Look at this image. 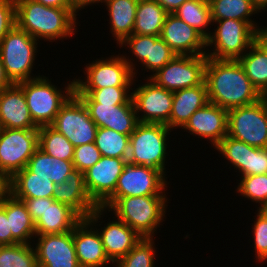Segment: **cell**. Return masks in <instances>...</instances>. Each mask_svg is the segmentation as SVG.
<instances>
[{
	"label": "cell",
	"instance_id": "obj_1",
	"mask_svg": "<svg viewBox=\"0 0 267 267\" xmlns=\"http://www.w3.org/2000/svg\"><path fill=\"white\" fill-rule=\"evenodd\" d=\"M204 81L208 101L226 110L250 105L263 98L238 60L207 58Z\"/></svg>",
	"mask_w": 267,
	"mask_h": 267
},
{
	"label": "cell",
	"instance_id": "obj_2",
	"mask_svg": "<svg viewBox=\"0 0 267 267\" xmlns=\"http://www.w3.org/2000/svg\"><path fill=\"white\" fill-rule=\"evenodd\" d=\"M15 4L16 25L36 40L53 42L75 34L77 12L73 8L47 7L32 0H15Z\"/></svg>",
	"mask_w": 267,
	"mask_h": 267
},
{
	"label": "cell",
	"instance_id": "obj_3",
	"mask_svg": "<svg viewBox=\"0 0 267 267\" xmlns=\"http://www.w3.org/2000/svg\"><path fill=\"white\" fill-rule=\"evenodd\" d=\"M165 195L134 196L119 198L108 211L123 221L141 237L152 238L163 222L166 212ZM153 234V235H152Z\"/></svg>",
	"mask_w": 267,
	"mask_h": 267
},
{
	"label": "cell",
	"instance_id": "obj_4",
	"mask_svg": "<svg viewBox=\"0 0 267 267\" xmlns=\"http://www.w3.org/2000/svg\"><path fill=\"white\" fill-rule=\"evenodd\" d=\"M17 85L23 90L30 116L38 127L51 125L62 105L74 93V80L68 83L65 91L58 89L45 76Z\"/></svg>",
	"mask_w": 267,
	"mask_h": 267
},
{
	"label": "cell",
	"instance_id": "obj_5",
	"mask_svg": "<svg viewBox=\"0 0 267 267\" xmlns=\"http://www.w3.org/2000/svg\"><path fill=\"white\" fill-rule=\"evenodd\" d=\"M169 131L171 132V129L165 124L139 122L130 135L127 162L153 167L165 175Z\"/></svg>",
	"mask_w": 267,
	"mask_h": 267
},
{
	"label": "cell",
	"instance_id": "obj_6",
	"mask_svg": "<svg viewBox=\"0 0 267 267\" xmlns=\"http://www.w3.org/2000/svg\"><path fill=\"white\" fill-rule=\"evenodd\" d=\"M39 40L15 25L0 42V60L13 84L35 79L31 76Z\"/></svg>",
	"mask_w": 267,
	"mask_h": 267
},
{
	"label": "cell",
	"instance_id": "obj_7",
	"mask_svg": "<svg viewBox=\"0 0 267 267\" xmlns=\"http://www.w3.org/2000/svg\"><path fill=\"white\" fill-rule=\"evenodd\" d=\"M227 136L257 148H267V97L228 110Z\"/></svg>",
	"mask_w": 267,
	"mask_h": 267
},
{
	"label": "cell",
	"instance_id": "obj_8",
	"mask_svg": "<svg viewBox=\"0 0 267 267\" xmlns=\"http://www.w3.org/2000/svg\"><path fill=\"white\" fill-rule=\"evenodd\" d=\"M218 24L214 33L206 39V47L214 46L205 54L212 59L238 60L254 43L255 30L246 22L235 19L214 21Z\"/></svg>",
	"mask_w": 267,
	"mask_h": 267
},
{
	"label": "cell",
	"instance_id": "obj_9",
	"mask_svg": "<svg viewBox=\"0 0 267 267\" xmlns=\"http://www.w3.org/2000/svg\"><path fill=\"white\" fill-rule=\"evenodd\" d=\"M166 185L165 175L161 171L127 162L114 193L100 207L109 209L119 198L124 197L166 195L163 191Z\"/></svg>",
	"mask_w": 267,
	"mask_h": 267
},
{
	"label": "cell",
	"instance_id": "obj_10",
	"mask_svg": "<svg viewBox=\"0 0 267 267\" xmlns=\"http://www.w3.org/2000/svg\"><path fill=\"white\" fill-rule=\"evenodd\" d=\"M39 148V129L2 128L0 171L10 179L24 169Z\"/></svg>",
	"mask_w": 267,
	"mask_h": 267
},
{
	"label": "cell",
	"instance_id": "obj_11",
	"mask_svg": "<svg viewBox=\"0 0 267 267\" xmlns=\"http://www.w3.org/2000/svg\"><path fill=\"white\" fill-rule=\"evenodd\" d=\"M207 56L176 55L156 73L149 76L157 86L169 91L200 85L205 79Z\"/></svg>",
	"mask_w": 267,
	"mask_h": 267
},
{
	"label": "cell",
	"instance_id": "obj_12",
	"mask_svg": "<svg viewBox=\"0 0 267 267\" xmlns=\"http://www.w3.org/2000/svg\"><path fill=\"white\" fill-rule=\"evenodd\" d=\"M51 126L74 147L95 142L98 129L86 106L75 93L62 105Z\"/></svg>",
	"mask_w": 267,
	"mask_h": 267
},
{
	"label": "cell",
	"instance_id": "obj_13",
	"mask_svg": "<svg viewBox=\"0 0 267 267\" xmlns=\"http://www.w3.org/2000/svg\"><path fill=\"white\" fill-rule=\"evenodd\" d=\"M134 63L124 55L109 59H97L95 62L86 65V80H75L74 89H99L108 86H132L136 68ZM134 71V72H133ZM85 81V82H84Z\"/></svg>",
	"mask_w": 267,
	"mask_h": 267
},
{
	"label": "cell",
	"instance_id": "obj_14",
	"mask_svg": "<svg viewBox=\"0 0 267 267\" xmlns=\"http://www.w3.org/2000/svg\"><path fill=\"white\" fill-rule=\"evenodd\" d=\"M104 211V208L97 207L73 229V241L80 267H104L112 262L106 255L99 231L93 226L98 223Z\"/></svg>",
	"mask_w": 267,
	"mask_h": 267
},
{
	"label": "cell",
	"instance_id": "obj_15",
	"mask_svg": "<svg viewBox=\"0 0 267 267\" xmlns=\"http://www.w3.org/2000/svg\"><path fill=\"white\" fill-rule=\"evenodd\" d=\"M139 85L131 94L137 118L142 123H160L169 128L173 92L157 86L152 80ZM143 112L144 114L139 115Z\"/></svg>",
	"mask_w": 267,
	"mask_h": 267
},
{
	"label": "cell",
	"instance_id": "obj_16",
	"mask_svg": "<svg viewBox=\"0 0 267 267\" xmlns=\"http://www.w3.org/2000/svg\"><path fill=\"white\" fill-rule=\"evenodd\" d=\"M86 106L98 128L112 129L131 135L139 123L132 98L126 104L96 103L88 94H76Z\"/></svg>",
	"mask_w": 267,
	"mask_h": 267
},
{
	"label": "cell",
	"instance_id": "obj_17",
	"mask_svg": "<svg viewBox=\"0 0 267 267\" xmlns=\"http://www.w3.org/2000/svg\"><path fill=\"white\" fill-rule=\"evenodd\" d=\"M127 163L123 158L102 156L84 172V184L91 200L100 207L115 191L119 176Z\"/></svg>",
	"mask_w": 267,
	"mask_h": 267
},
{
	"label": "cell",
	"instance_id": "obj_18",
	"mask_svg": "<svg viewBox=\"0 0 267 267\" xmlns=\"http://www.w3.org/2000/svg\"><path fill=\"white\" fill-rule=\"evenodd\" d=\"M36 237L38 242L34 250L38 267H80L73 241V230Z\"/></svg>",
	"mask_w": 267,
	"mask_h": 267
},
{
	"label": "cell",
	"instance_id": "obj_19",
	"mask_svg": "<svg viewBox=\"0 0 267 267\" xmlns=\"http://www.w3.org/2000/svg\"><path fill=\"white\" fill-rule=\"evenodd\" d=\"M160 37L176 55H203L207 52L203 51L206 39L173 13L167 14Z\"/></svg>",
	"mask_w": 267,
	"mask_h": 267
},
{
	"label": "cell",
	"instance_id": "obj_20",
	"mask_svg": "<svg viewBox=\"0 0 267 267\" xmlns=\"http://www.w3.org/2000/svg\"><path fill=\"white\" fill-rule=\"evenodd\" d=\"M124 44L131 49L141 65L153 74L176 56V53L160 36L132 34L120 43V47Z\"/></svg>",
	"mask_w": 267,
	"mask_h": 267
},
{
	"label": "cell",
	"instance_id": "obj_21",
	"mask_svg": "<svg viewBox=\"0 0 267 267\" xmlns=\"http://www.w3.org/2000/svg\"><path fill=\"white\" fill-rule=\"evenodd\" d=\"M227 125L228 110L208 102L190 116L182 129L188 130L191 135L209 139L216 147L227 136Z\"/></svg>",
	"mask_w": 267,
	"mask_h": 267
},
{
	"label": "cell",
	"instance_id": "obj_22",
	"mask_svg": "<svg viewBox=\"0 0 267 267\" xmlns=\"http://www.w3.org/2000/svg\"><path fill=\"white\" fill-rule=\"evenodd\" d=\"M0 123L2 128L39 129L30 116L24 92L17 84L0 91Z\"/></svg>",
	"mask_w": 267,
	"mask_h": 267
},
{
	"label": "cell",
	"instance_id": "obj_23",
	"mask_svg": "<svg viewBox=\"0 0 267 267\" xmlns=\"http://www.w3.org/2000/svg\"><path fill=\"white\" fill-rule=\"evenodd\" d=\"M53 199L74 209L82 218H86L98 206L89 197L84 173L74 169L54 190Z\"/></svg>",
	"mask_w": 267,
	"mask_h": 267
},
{
	"label": "cell",
	"instance_id": "obj_24",
	"mask_svg": "<svg viewBox=\"0 0 267 267\" xmlns=\"http://www.w3.org/2000/svg\"><path fill=\"white\" fill-rule=\"evenodd\" d=\"M83 218L70 206L45 198V209L35 222L36 235L67 233Z\"/></svg>",
	"mask_w": 267,
	"mask_h": 267
},
{
	"label": "cell",
	"instance_id": "obj_25",
	"mask_svg": "<svg viewBox=\"0 0 267 267\" xmlns=\"http://www.w3.org/2000/svg\"><path fill=\"white\" fill-rule=\"evenodd\" d=\"M207 85L202 84L173 92L169 129L183 128L190 116L208 103Z\"/></svg>",
	"mask_w": 267,
	"mask_h": 267
},
{
	"label": "cell",
	"instance_id": "obj_26",
	"mask_svg": "<svg viewBox=\"0 0 267 267\" xmlns=\"http://www.w3.org/2000/svg\"><path fill=\"white\" fill-rule=\"evenodd\" d=\"M99 232L106 255L112 264L124 257L142 238L135 230L117 219L109 221Z\"/></svg>",
	"mask_w": 267,
	"mask_h": 267
},
{
	"label": "cell",
	"instance_id": "obj_27",
	"mask_svg": "<svg viewBox=\"0 0 267 267\" xmlns=\"http://www.w3.org/2000/svg\"><path fill=\"white\" fill-rule=\"evenodd\" d=\"M5 212L12 233V245L17 243L31 244V238L36 236L35 222L27 211L24 202L16 199L10 193L5 198Z\"/></svg>",
	"mask_w": 267,
	"mask_h": 267
},
{
	"label": "cell",
	"instance_id": "obj_28",
	"mask_svg": "<svg viewBox=\"0 0 267 267\" xmlns=\"http://www.w3.org/2000/svg\"><path fill=\"white\" fill-rule=\"evenodd\" d=\"M15 198H53L56 185L48 177L34 176L26 167L10 179Z\"/></svg>",
	"mask_w": 267,
	"mask_h": 267
},
{
	"label": "cell",
	"instance_id": "obj_29",
	"mask_svg": "<svg viewBox=\"0 0 267 267\" xmlns=\"http://www.w3.org/2000/svg\"><path fill=\"white\" fill-rule=\"evenodd\" d=\"M139 0H104L110 17V30L117 44L132 35Z\"/></svg>",
	"mask_w": 267,
	"mask_h": 267
},
{
	"label": "cell",
	"instance_id": "obj_30",
	"mask_svg": "<svg viewBox=\"0 0 267 267\" xmlns=\"http://www.w3.org/2000/svg\"><path fill=\"white\" fill-rule=\"evenodd\" d=\"M34 176L48 177L55 185L65 181L74 170L73 162L47 155L39 148L35 151L26 165Z\"/></svg>",
	"mask_w": 267,
	"mask_h": 267
},
{
	"label": "cell",
	"instance_id": "obj_31",
	"mask_svg": "<svg viewBox=\"0 0 267 267\" xmlns=\"http://www.w3.org/2000/svg\"><path fill=\"white\" fill-rule=\"evenodd\" d=\"M167 14L155 0H139L132 34L160 36Z\"/></svg>",
	"mask_w": 267,
	"mask_h": 267
},
{
	"label": "cell",
	"instance_id": "obj_32",
	"mask_svg": "<svg viewBox=\"0 0 267 267\" xmlns=\"http://www.w3.org/2000/svg\"><path fill=\"white\" fill-rule=\"evenodd\" d=\"M212 22L223 19L246 21L255 31L259 28L249 17L258 11L251 0H209Z\"/></svg>",
	"mask_w": 267,
	"mask_h": 267
},
{
	"label": "cell",
	"instance_id": "obj_33",
	"mask_svg": "<svg viewBox=\"0 0 267 267\" xmlns=\"http://www.w3.org/2000/svg\"><path fill=\"white\" fill-rule=\"evenodd\" d=\"M238 61L258 92L267 97V56L264 52L253 43Z\"/></svg>",
	"mask_w": 267,
	"mask_h": 267
},
{
	"label": "cell",
	"instance_id": "obj_34",
	"mask_svg": "<svg viewBox=\"0 0 267 267\" xmlns=\"http://www.w3.org/2000/svg\"><path fill=\"white\" fill-rule=\"evenodd\" d=\"M173 14L197 30L205 39L211 34L205 30L212 23L209 0H187Z\"/></svg>",
	"mask_w": 267,
	"mask_h": 267
},
{
	"label": "cell",
	"instance_id": "obj_35",
	"mask_svg": "<svg viewBox=\"0 0 267 267\" xmlns=\"http://www.w3.org/2000/svg\"><path fill=\"white\" fill-rule=\"evenodd\" d=\"M74 146L51 125L39 127V149L54 158L73 161Z\"/></svg>",
	"mask_w": 267,
	"mask_h": 267
},
{
	"label": "cell",
	"instance_id": "obj_36",
	"mask_svg": "<svg viewBox=\"0 0 267 267\" xmlns=\"http://www.w3.org/2000/svg\"><path fill=\"white\" fill-rule=\"evenodd\" d=\"M95 144L102 156L111 158H128L130 136L108 128H98Z\"/></svg>",
	"mask_w": 267,
	"mask_h": 267
},
{
	"label": "cell",
	"instance_id": "obj_37",
	"mask_svg": "<svg viewBox=\"0 0 267 267\" xmlns=\"http://www.w3.org/2000/svg\"><path fill=\"white\" fill-rule=\"evenodd\" d=\"M0 267H38L36 252L30 244L0 246Z\"/></svg>",
	"mask_w": 267,
	"mask_h": 267
},
{
	"label": "cell",
	"instance_id": "obj_38",
	"mask_svg": "<svg viewBox=\"0 0 267 267\" xmlns=\"http://www.w3.org/2000/svg\"><path fill=\"white\" fill-rule=\"evenodd\" d=\"M152 238L142 237L140 241L115 264L116 267H155V248Z\"/></svg>",
	"mask_w": 267,
	"mask_h": 267
},
{
	"label": "cell",
	"instance_id": "obj_39",
	"mask_svg": "<svg viewBox=\"0 0 267 267\" xmlns=\"http://www.w3.org/2000/svg\"><path fill=\"white\" fill-rule=\"evenodd\" d=\"M226 160H229L234 169L237 168L242 176H247V158L250 145L226 136L216 147Z\"/></svg>",
	"mask_w": 267,
	"mask_h": 267
},
{
	"label": "cell",
	"instance_id": "obj_40",
	"mask_svg": "<svg viewBox=\"0 0 267 267\" xmlns=\"http://www.w3.org/2000/svg\"><path fill=\"white\" fill-rule=\"evenodd\" d=\"M129 88L130 86H108L99 89H74V93L88 94L96 103L126 104L132 98Z\"/></svg>",
	"mask_w": 267,
	"mask_h": 267
},
{
	"label": "cell",
	"instance_id": "obj_41",
	"mask_svg": "<svg viewBox=\"0 0 267 267\" xmlns=\"http://www.w3.org/2000/svg\"><path fill=\"white\" fill-rule=\"evenodd\" d=\"M237 192L261 207L267 202V174L241 176Z\"/></svg>",
	"mask_w": 267,
	"mask_h": 267
},
{
	"label": "cell",
	"instance_id": "obj_42",
	"mask_svg": "<svg viewBox=\"0 0 267 267\" xmlns=\"http://www.w3.org/2000/svg\"><path fill=\"white\" fill-rule=\"evenodd\" d=\"M101 157L102 155L96 147L95 142L77 146L74 148V157L72 161L74 169L84 173L94 166Z\"/></svg>",
	"mask_w": 267,
	"mask_h": 267
},
{
	"label": "cell",
	"instance_id": "obj_43",
	"mask_svg": "<svg viewBox=\"0 0 267 267\" xmlns=\"http://www.w3.org/2000/svg\"><path fill=\"white\" fill-rule=\"evenodd\" d=\"M253 226L255 255L257 261L264 262V260H267V218L259 211Z\"/></svg>",
	"mask_w": 267,
	"mask_h": 267
},
{
	"label": "cell",
	"instance_id": "obj_44",
	"mask_svg": "<svg viewBox=\"0 0 267 267\" xmlns=\"http://www.w3.org/2000/svg\"><path fill=\"white\" fill-rule=\"evenodd\" d=\"M267 174V148L250 146L247 158V176Z\"/></svg>",
	"mask_w": 267,
	"mask_h": 267
},
{
	"label": "cell",
	"instance_id": "obj_45",
	"mask_svg": "<svg viewBox=\"0 0 267 267\" xmlns=\"http://www.w3.org/2000/svg\"><path fill=\"white\" fill-rule=\"evenodd\" d=\"M15 25V0H0V42Z\"/></svg>",
	"mask_w": 267,
	"mask_h": 267
},
{
	"label": "cell",
	"instance_id": "obj_46",
	"mask_svg": "<svg viewBox=\"0 0 267 267\" xmlns=\"http://www.w3.org/2000/svg\"><path fill=\"white\" fill-rule=\"evenodd\" d=\"M12 245V233L5 212V199L0 202V246Z\"/></svg>",
	"mask_w": 267,
	"mask_h": 267
},
{
	"label": "cell",
	"instance_id": "obj_47",
	"mask_svg": "<svg viewBox=\"0 0 267 267\" xmlns=\"http://www.w3.org/2000/svg\"><path fill=\"white\" fill-rule=\"evenodd\" d=\"M22 200L32 217L33 221L36 222L39 217L42 216L45 209V198H16Z\"/></svg>",
	"mask_w": 267,
	"mask_h": 267
},
{
	"label": "cell",
	"instance_id": "obj_48",
	"mask_svg": "<svg viewBox=\"0 0 267 267\" xmlns=\"http://www.w3.org/2000/svg\"><path fill=\"white\" fill-rule=\"evenodd\" d=\"M254 43L264 52L267 56V27L263 26L258 28L254 34Z\"/></svg>",
	"mask_w": 267,
	"mask_h": 267
},
{
	"label": "cell",
	"instance_id": "obj_49",
	"mask_svg": "<svg viewBox=\"0 0 267 267\" xmlns=\"http://www.w3.org/2000/svg\"><path fill=\"white\" fill-rule=\"evenodd\" d=\"M167 13H174L187 0H155Z\"/></svg>",
	"mask_w": 267,
	"mask_h": 267
},
{
	"label": "cell",
	"instance_id": "obj_50",
	"mask_svg": "<svg viewBox=\"0 0 267 267\" xmlns=\"http://www.w3.org/2000/svg\"><path fill=\"white\" fill-rule=\"evenodd\" d=\"M10 178L0 171V202L10 194Z\"/></svg>",
	"mask_w": 267,
	"mask_h": 267
},
{
	"label": "cell",
	"instance_id": "obj_51",
	"mask_svg": "<svg viewBox=\"0 0 267 267\" xmlns=\"http://www.w3.org/2000/svg\"><path fill=\"white\" fill-rule=\"evenodd\" d=\"M47 7L72 8L68 0H32Z\"/></svg>",
	"mask_w": 267,
	"mask_h": 267
},
{
	"label": "cell",
	"instance_id": "obj_52",
	"mask_svg": "<svg viewBox=\"0 0 267 267\" xmlns=\"http://www.w3.org/2000/svg\"><path fill=\"white\" fill-rule=\"evenodd\" d=\"M71 7L77 12L84 9L85 6L92 5L94 3H103L104 0H68ZM81 8V9H80Z\"/></svg>",
	"mask_w": 267,
	"mask_h": 267
},
{
	"label": "cell",
	"instance_id": "obj_53",
	"mask_svg": "<svg viewBox=\"0 0 267 267\" xmlns=\"http://www.w3.org/2000/svg\"><path fill=\"white\" fill-rule=\"evenodd\" d=\"M13 85L8 76L6 75L4 66L0 60V91L9 88Z\"/></svg>",
	"mask_w": 267,
	"mask_h": 267
},
{
	"label": "cell",
	"instance_id": "obj_54",
	"mask_svg": "<svg viewBox=\"0 0 267 267\" xmlns=\"http://www.w3.org/2000/svg\"><path fill=\"white\" fill-rule=\"evenodd\" d=\"M253 7L261 13V10L267 8V0H251Z\"/></svg>",
	"mask_w": 267,
	"mask_h": 267
},
{
	"label": "cell",
	"instance_id": "obj_55",
	"mask_svg": "<svg viewBox=\"0 0 267 267\" xmlns=\"http://www.w3.org/2000/svg\"><path fill=\"white\" fill-rule=\"evenodd\" d=\"M258 208L259 212L267 218V202Z\"/></svg>",
	"mask_w": 267,
	"mask_h": 267
}]
</instances>
